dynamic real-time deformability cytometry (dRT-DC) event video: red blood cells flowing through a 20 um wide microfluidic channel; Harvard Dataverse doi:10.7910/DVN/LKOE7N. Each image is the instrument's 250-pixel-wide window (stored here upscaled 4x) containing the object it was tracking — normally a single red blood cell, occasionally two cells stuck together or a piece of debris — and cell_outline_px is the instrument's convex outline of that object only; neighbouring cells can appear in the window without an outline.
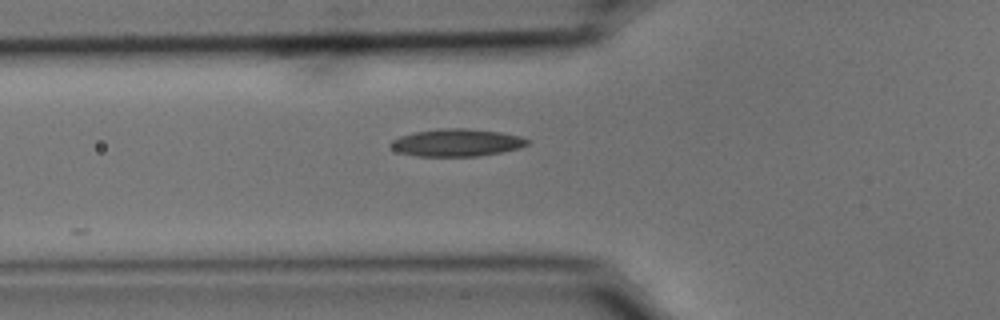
{"species": "common noctule bat (a hibernating species)", "species_latin": "Nyctalus noctula", "temperature_condition": "cold", "stored_images_in_passage": 7, "camera_frame_rate_fps": 3000, "um_per_image_px": 0.085, "animal": {"sex": "male", "body_mass_g": 15.6}, "frame": {"image": 1, "passage_image": 2, "time_ms": 0.333, "image_size_px": [1000, 320], "cell_outline_px": [[532, 140], [528, 144], [520, 148], [504, 152], [476, 156], [416, 156], [400, 152], [392, 148], [388, 144], [392, 140], [400, 136], [416, 132], [440, 128], [468, 128], [500, 132], [520, 136]], "centroid_in_image_um": [38.86, 12.12], "position_along_channel_um": 86.9, "area_um2": 21.96}}